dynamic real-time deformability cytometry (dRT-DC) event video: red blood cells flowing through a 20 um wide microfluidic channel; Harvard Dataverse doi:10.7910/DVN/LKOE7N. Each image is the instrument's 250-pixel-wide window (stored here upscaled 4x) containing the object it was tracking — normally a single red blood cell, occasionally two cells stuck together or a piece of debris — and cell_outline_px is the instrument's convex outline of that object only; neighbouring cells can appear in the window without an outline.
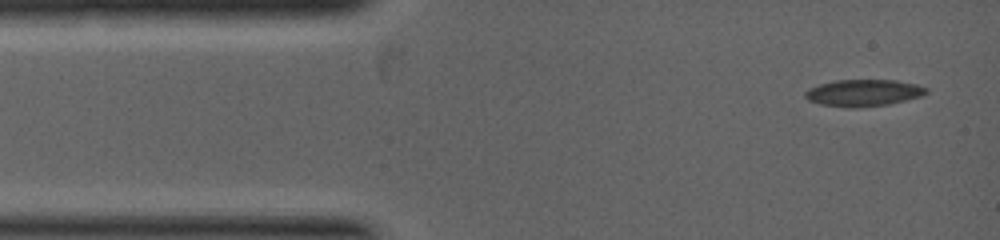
{"species": "common noctule bat (a hibernating species)", "species_latin": "Nyctalus noctula", "temperature_condition": "warm", "stored_images_in_passage": 5, "camera_frame_rate_fps": 5000, "um_per_image_px": 0.085, "animal": {"sex": "female", "body_mass_g": 19.0, "forearm_length_mm": 53.3}, "frame": {"image": 1, "passage_image": 1, "time_ms": 0.0, "image_size_px": [1000, 240], "cell_outline_px": [[928, 92], [920, 96], [888, 104], [856, 108], [820, 104], [808, 100], [804, 96], [804, 92], [808, 88], [820, 84], [836, 80], [896, 80], [916, 84], [928, 88]], "centroid_in_image_um": [73.37, 7.88], "position_along_channel_um": 11.6, "area_um2": 18.79}}